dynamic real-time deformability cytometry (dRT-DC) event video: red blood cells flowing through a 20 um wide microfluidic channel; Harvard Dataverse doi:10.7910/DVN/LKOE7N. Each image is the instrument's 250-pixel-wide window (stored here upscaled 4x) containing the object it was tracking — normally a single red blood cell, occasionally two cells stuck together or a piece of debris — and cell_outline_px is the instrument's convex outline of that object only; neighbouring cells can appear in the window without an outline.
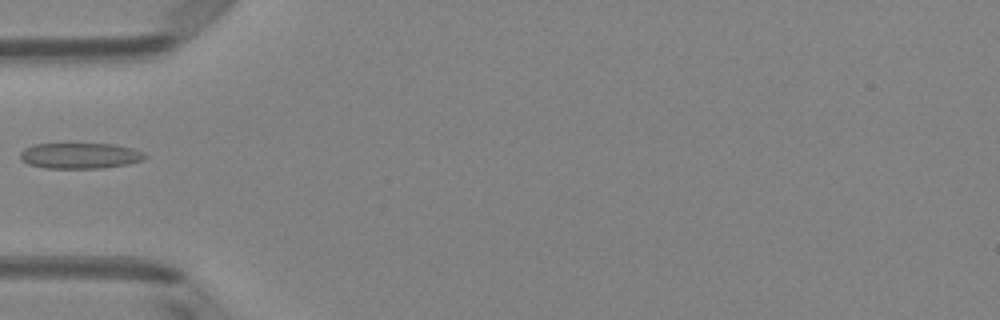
{"species": "Egyptian fruit bat (a non-hibernating species)", "species_latin": "Rousettus aegyptiacus", "temperature_condition": "room temperature", "stored_images_in_passage": 4, "camera_frame_rate_fps": 3000, "um_per_image_px": 0.085, "animal": {"sex": "female"}, "frame": {"image": 1, "passage_image": 3, "time_ms": 0.667, "image_size_px": [1000, 320], "cell_outline_px": [[148, 156], [144, 160], [128, 164], [100, 168], [44, 168], [28, 164], [20, 160], [20, 152], [24, 148], [36, 144], [112, 144], [132, 148], [144, 152]], "centroid_in_image_um": [6.81, 13.24], "position_along_channel_um": 78.2, "area_um2": 18.79}}
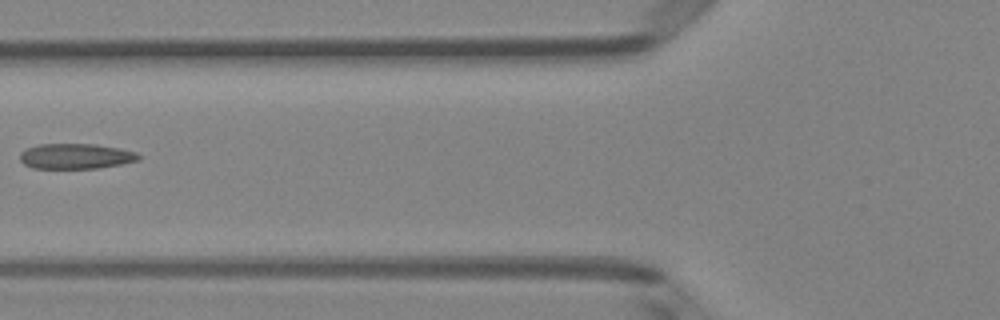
{"frame": {"image": 2, "passage_image": 4, "time_ms": 1.0, "image_size_px": [1000, 320], "cell_outline_px": [[140, 160], [100, 168], [32, 168], [24, 164], [20, 160], [20, 152], [28, 148], [40, 144], [96, 144], [120, 148], [136, 152], [140, 156]], "centroid_in_image_um": [6.45, 13.28], "position_along_channel_um": 119.3, "area_um2": 17.51}}